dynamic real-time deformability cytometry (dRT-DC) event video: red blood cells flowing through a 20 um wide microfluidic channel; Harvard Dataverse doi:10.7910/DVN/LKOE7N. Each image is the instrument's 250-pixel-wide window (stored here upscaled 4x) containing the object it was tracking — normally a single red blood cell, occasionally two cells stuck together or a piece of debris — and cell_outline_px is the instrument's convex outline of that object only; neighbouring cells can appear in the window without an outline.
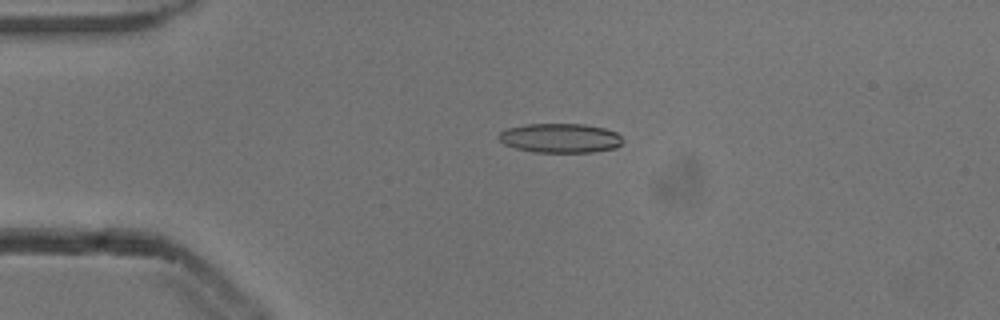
{"species": "common noctule bat (a hibernating species)", "species_latin": "Nyctalus noctula", "temperature_condition": "cold", "stored_images_in_passage": 53, "camera_frame_rate_fps": 3000, "um_per_image_px": 0.085, "animal": {"sex": "male", "body_mass_g": 13.3}, "frame": {"image": 1, "passage_image": 12, "time_ms": 3.667, "image_size_px": [1000, 320], "cell_outline_px": [[624, 140], [616, 148], [592, 152], [532, 152], [516, 148], [504, 144], [496, 136], [500, 132], [508, 128], [528, 124], [584, 124], [604, 128], [616, 132]], "centroid_in_image_um": [47.62, 11.74], "position_along_channel_um": 37.4, "area_um2": 21.21}}
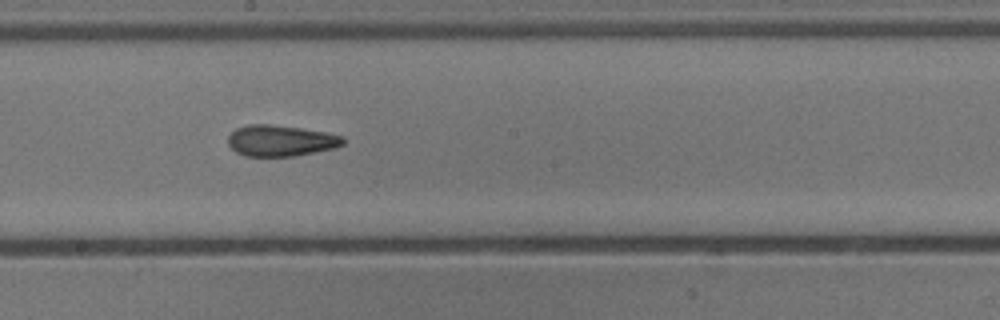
{"frame": {"image": 2, "passage_image": 29, "time_ms": 9.333, "image_size_px": [1000, 320], "cell_outline_px": [[344, 144], [336, 148], [292, 156], [244, 156], [236, 152], [228, 144], [228, 136], [236, 128], [248, 124], [268, 124], [300, 128], [324, 132], [344, 136]], "centroid_in_image_um": [23.85, 11.96], "position_along_channel_um": 224.3, "area_um2": 20.81}}
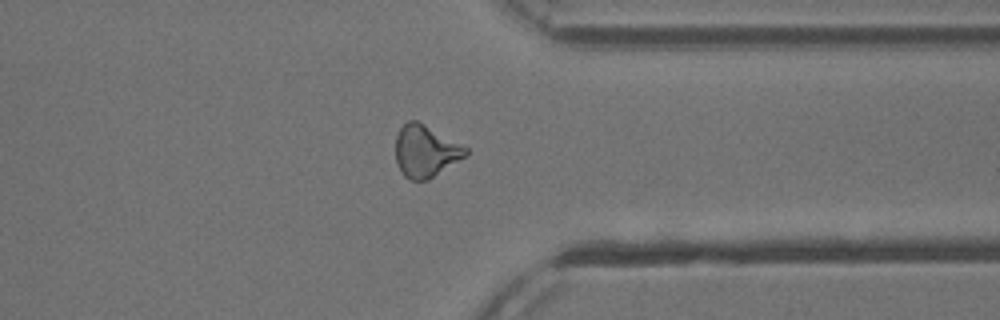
{"frame": {"image": 3, "passage_image": 41, "time_ms": 13.333, "image_size_px": [1000, 320], "cell_outline_px": [[468, 156], [428, 180], [412, 180], [404, 176], [396, 160], [396, 136], [400, 128], [408, 120], [416, 120], [424, 124], [468, 148]], "centroid_in_image_um": [36.19, 12.86], "position_along_channel_um": 375.2, "area_um2": 21.15}, "authors_computed_cell_mechanics": {"area_um2": 20.8658, "velocity_mm_per_s": 3.8904, "shape_relaxation_time_tau1_ms": 5.0743, "shape_relaxation_time_tau2_ms": 3.2037, "deformation_change_tau1": 0.1608, "deformation_change_tau2": 0.1327}}